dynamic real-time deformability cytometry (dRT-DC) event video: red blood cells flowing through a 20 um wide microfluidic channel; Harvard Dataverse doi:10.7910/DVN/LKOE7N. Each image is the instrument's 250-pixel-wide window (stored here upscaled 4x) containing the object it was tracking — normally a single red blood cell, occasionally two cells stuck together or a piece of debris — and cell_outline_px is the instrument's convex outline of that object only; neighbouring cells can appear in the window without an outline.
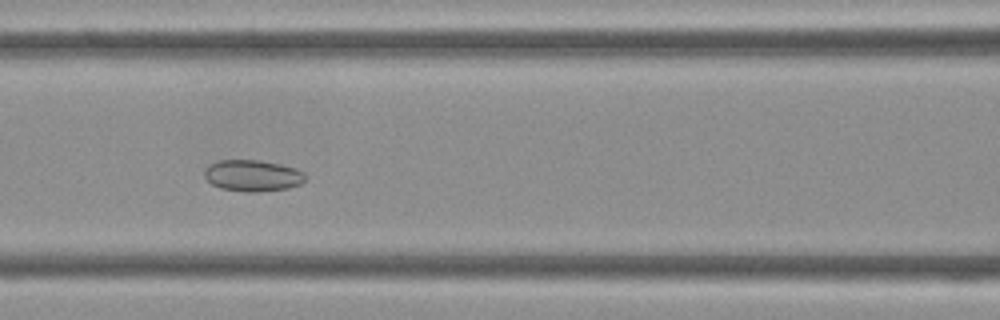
{"species": "Egyptian fruit bat (a non-hibernating species)", "species_latin": "Rousettus aegyptiacus", "temperature_condition": "cold", "stored_images_in_passage": 35, "camera_frame_rate_fps": 3000, "um_per_image_px": 0.085, "frame": {"image": 1, "passage_image": 9, "time_ms": 2.667, "image_size_px": [1000, 320], "cell_outline_px": [[308, 176], [300, 184], [288, 188], [260, 192], [248, 192], [220, 188], [212, 184], [204, 176], [204, 172], [208, 164], [220, 160], [260, 160], [280, 164], [304, 172]], "centroid_in_image_um": [21.47, 14.93], "position_along_channel_um": 145.1, "area_um2": 18.5}}
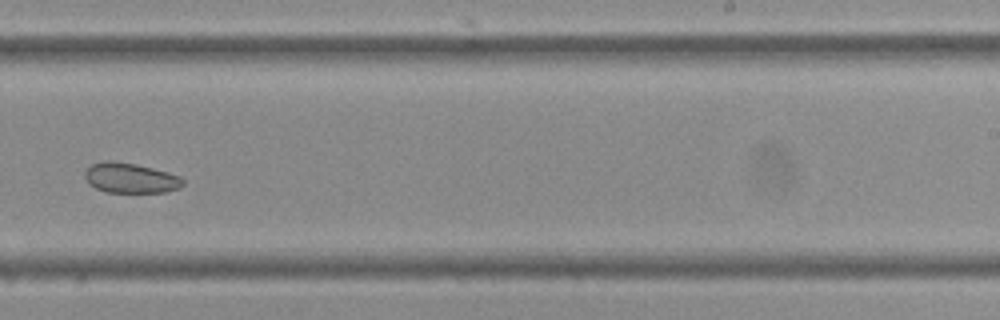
{"frame": {"image": 2, "passage_image": 18, "time_ms": 5.667, "image_size_px": [1000, 320], "cell_outline_px": [[184, 184], [180, 188], [164, 192], [108, 192], [96, 188], [88, 184], [84, 176], [84, 172], [92, 164], [108, 160], [112, 160], [136, 164], [168, 172], [180, 176], [184, 180]], "centroid_in_image_um": [11.09, 15.13], "position_along_channel_um": 277.9, "area_um2": 17.22}}
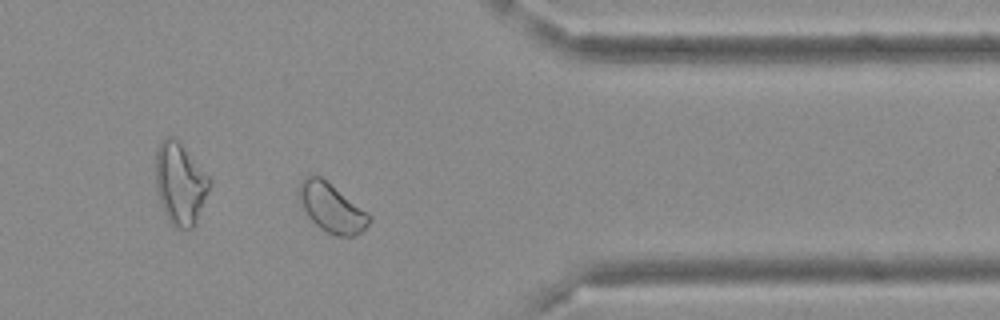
{"frame": {"image": 3, "passage_image": 26, "time_ms": 8.333, "image_size_px": [1000, 320], "cell_outline_px": [[372, 220], [356, 236], [336, 236], [320, 228], [308, 216], [300, 204], [296, 196], [300, 180], [304, 176], [320, 176], [368, 212], [372, 216]], "centroid_in_image_um": [28.16, 17.65], "position_along_channel_um": 383.2, "area_um2": 20.06}}